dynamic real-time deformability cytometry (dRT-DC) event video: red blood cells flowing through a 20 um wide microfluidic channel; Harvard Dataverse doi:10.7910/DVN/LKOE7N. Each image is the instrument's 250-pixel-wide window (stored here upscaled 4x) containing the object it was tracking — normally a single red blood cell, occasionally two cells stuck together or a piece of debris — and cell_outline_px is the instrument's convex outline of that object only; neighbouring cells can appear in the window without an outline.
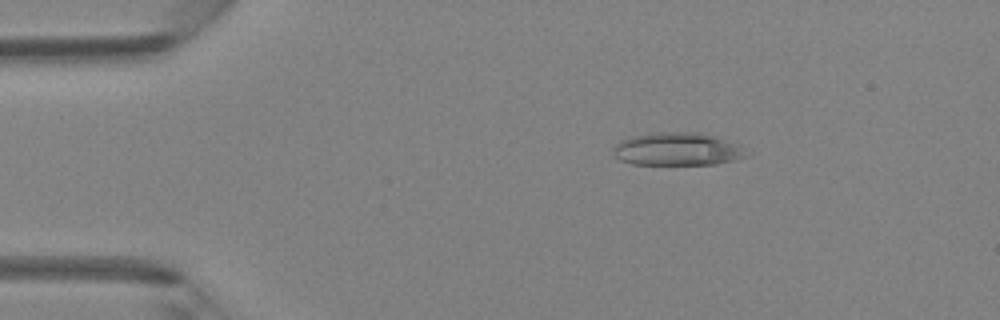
{"species": "Egyptian fruit bat (a non-hibernating species)", "species_latin": "Rousettus aegyptiacus", "temperature_condition": "room temperature", "stored_images_in_passage": 5, "camera_frame_rate_fps": 3000, "um_per_image_px": 0.085, "animal": {"sex": "female"}, "frame": {"image": 1, "passage_image": 3, "time_ms": 2.0, "image_size_px": [1000, 320], "cell_outline_px": [[752, 152], [748, 156], [736, 160], [716, 164], [632, 164], [620, 160], [612, 152], [616, 144], [620, 140], [632, 136], [656, 132], [700, 132], [716, 136], [740, 144]], "centroid_in_image_um": [57.67, 12.67], "position_along_channel_um": 27.3, "area_um2": 26.01}}
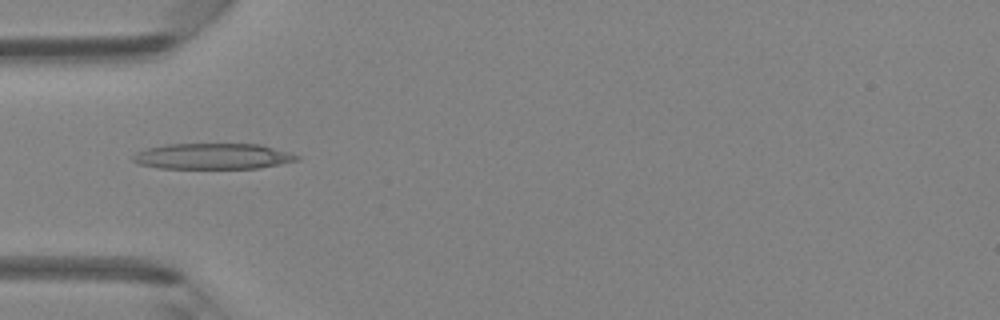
{"frame": {"image": 2, "passage_image": 5, "time_ms": 4.333, "image_size_px": [1000, 320], "cell_outline_px": [[300, 160], [260, 168], [156, 168], [136, 164], [132, 160], [132, 156], [136, 152], [148, 148], [168, 144], [260, 144], [292, 152], [300, 156]], "centroid_in_image_um": [18.11, 13.28], "position_along_channel_um": 66.9, "area_um2": 24.91}}